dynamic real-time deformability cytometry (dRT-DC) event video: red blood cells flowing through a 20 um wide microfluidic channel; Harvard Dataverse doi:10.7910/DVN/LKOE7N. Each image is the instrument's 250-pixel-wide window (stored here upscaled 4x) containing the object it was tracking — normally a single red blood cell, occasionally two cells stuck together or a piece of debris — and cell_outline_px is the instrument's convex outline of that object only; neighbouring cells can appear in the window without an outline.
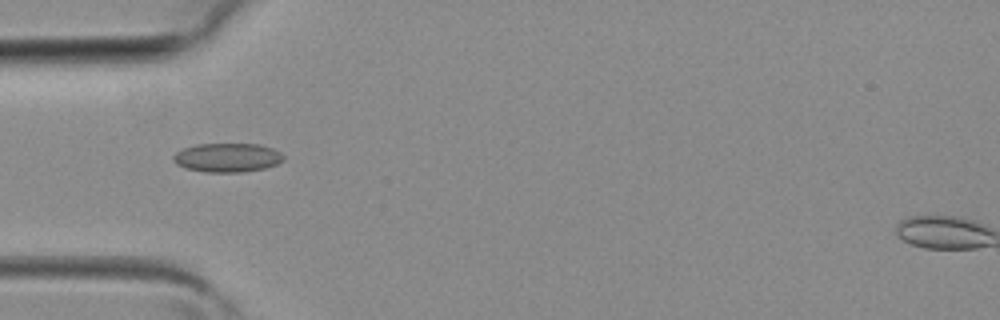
{"species": "common noctule bat (a hibernating species)", "species_latin": "Nyctalus noctula", "temperature_condition": "room temperature", "stored_images_in_passage": 4, "camera_frame_rate_fps": 3000, "um_per_image_px": 0.085, "animal": {"sex": "female", "body_mass_g": 19.3, "forearm_length_mm": 54.1}, "frame": {"image": 1, "passage_image": 4, "time_ms": 1.0, "image_size_px": [1000, 320], "cell_outline_px": [[284, 160], [276, 164], [264, 168], [240, 172], [204, 172], [184, 168], [176, 164], [172, 160], [172, 156], [176, 152], [184, 148], [196, 144], [260, 144], [272, 148], [280, 152], [284, 156]], "centroid_in_image_um": [19.29, 13.39], "position_along_channel_um": 65.7, "area_um2": 18.67}}